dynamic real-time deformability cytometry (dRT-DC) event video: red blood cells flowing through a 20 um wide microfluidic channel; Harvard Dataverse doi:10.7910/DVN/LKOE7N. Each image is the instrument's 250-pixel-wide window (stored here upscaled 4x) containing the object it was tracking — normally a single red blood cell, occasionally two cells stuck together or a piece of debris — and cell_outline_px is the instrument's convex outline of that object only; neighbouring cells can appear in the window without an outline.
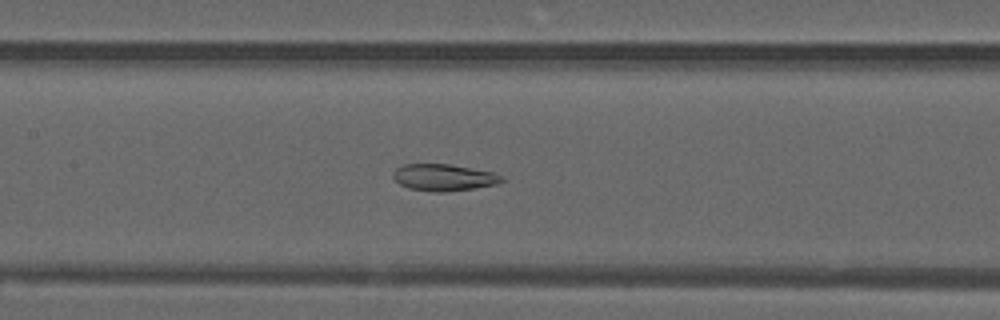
{"species": "common noctule bat (a hibernating species)", "species_latin": "Nyctalus noctula", "temperature_condition": "warm", "stored_images_in_passage": 40, "camera_frame_rate_fps": 3000, "um_per_image_px": 0.085, "animal": {"sex": "male", "forearm_length_mm": 52.5}, "frame": {"image": 1, "passage_image": 13, "time_ms": 4.0, "image_size_px": [1000, 320], "cell_outline_px": [[504, 180], [496, 184], [472, 188], [444, 192], [432, 192], [408, 188], [400, 184], [392, 176], [392, 172], [396, 168], [404, 164], [448, 164], [492, 172], [504, 176]], "centroid_in_image_um": [37.69, 15.08], "position_along_channel_um": 169.7, "area_um2": 16.82}}
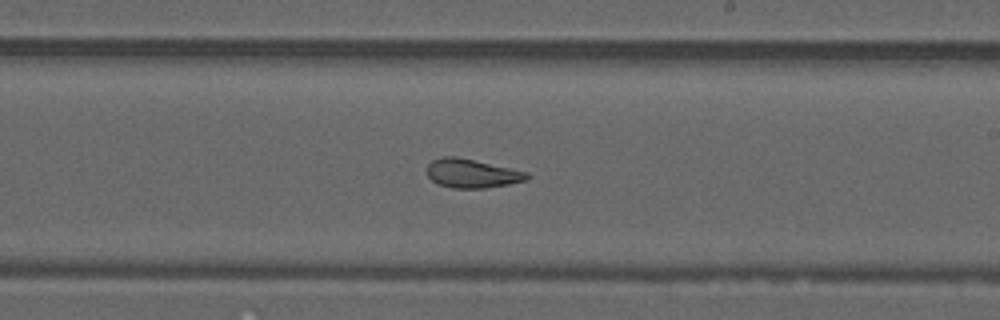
{"frame": {"image": 2, "passage_image": 19, "time_ms": 6.0, "image_size_px": [1000, 320], "cell_outline_px": [[532, 176], [528, 180], [508, 184], [484, 188], [452, 188], [436, 184], [428, 176], [428, 164], [432, 160], [440, 156], [456, 156], [528, 172]], "centroid_in_image_um": [40.12, 14.74], "position_along_channel_um": 248.9, "area_um2": 16.88}}
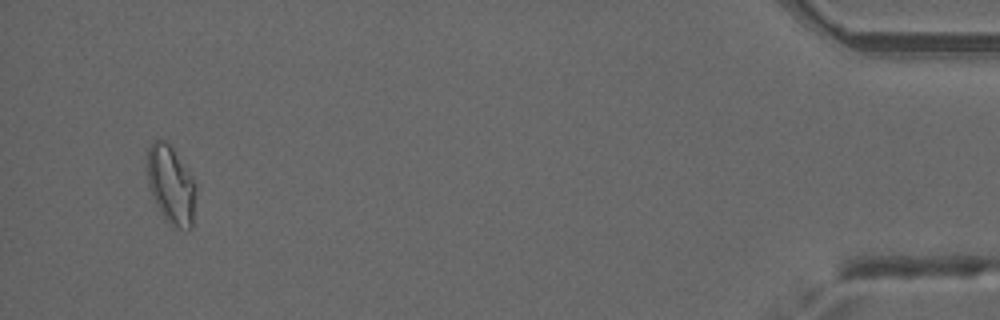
{"frame": {"image": 3, "passage_image": 38, "time_ms": 12.333, "image_size_px": [1000, 320], "cell_outline_px": [[196, 188], [192, 224], [188, 228], [172, 228], [164, 220], [152, 196], [148, 184], [148, 148], [156, 140], [164, 140], [172, 148], [196, 184]], "centroid_in_image_um": [14.52, 15.77], "position_along_channel_um": 420.7, "area_um2": 21.79}, "authors_computed_cell_mechanics": {"area_um2": 18.1781, "velocity_mm_per_s": 3.9848, "shape_relaxation_time_tau1_ms": null, "shape_relaxation_time_tau2_ms": 1.5598, "deformation_change_tau1": null, "deformation_change_tau2": 0.0776}}